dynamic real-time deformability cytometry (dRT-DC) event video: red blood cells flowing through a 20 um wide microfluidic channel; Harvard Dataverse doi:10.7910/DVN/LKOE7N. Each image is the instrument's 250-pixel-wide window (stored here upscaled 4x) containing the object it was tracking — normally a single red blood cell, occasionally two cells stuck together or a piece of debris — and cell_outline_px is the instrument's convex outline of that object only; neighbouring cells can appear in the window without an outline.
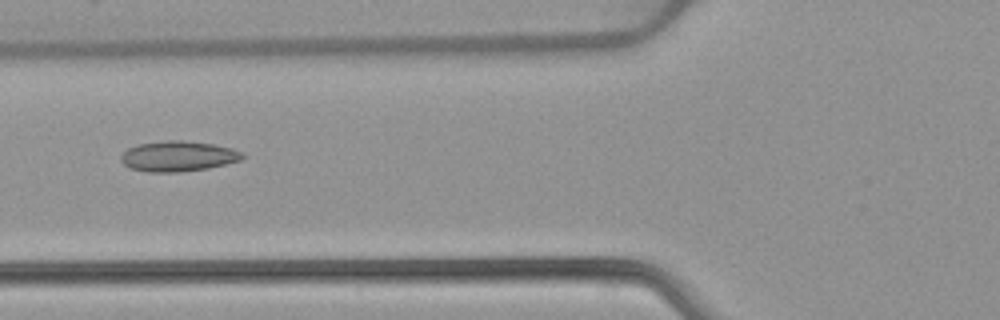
{"species": "common noctule bat (a hibernating species)", "species_latin": "Nyctalus noctula", "temperature_condition": "warm", "stored_images_in_passage": 52, "camera_frame_rate_fps": 3000, "um_per_image_px": 0.085, "animal": {"sex": "female", "body_mass_g": 22.7, "forearm_length_mm": 54.2}, "frame": {"image": 1, "passage_image": 20, "time_ms": 6.333, "image_size_px": [1000, 320], "cell_outline_px": [[248, 156], [240, 160], [208, 168], [180, 172], [148, 172], [132, 168], [124, 164], [120, 160], [120, 156], [128, 148], [140, 144], [168, 140], [180, 140], [212, 144], [232, 148], [244, 152]], "centroid_in_image_um": [15.18, 13.28], "position_along_channel_um": 110.6, "area_um2": 21.44}}
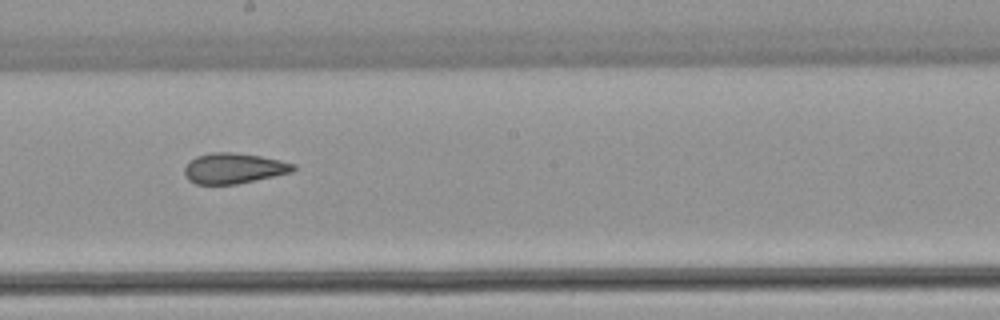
{"frame": {"image": 2, "passage_image": 29, "time_ms": 9.333, "image_size_px": [1000, 320], "cell_outline_px": [[296, 168], [292, 172], [236, 184], [196, 184], [188, 180], [184, 172], [184, 168], [196, 156], [212, 152], [232, 152], [260, 156], [280, 160], [296, 164]], "centroid_in_image_um": [19.87, 14.3], "position_along_channel_um": 228.3, "area_um2": 19.19}}
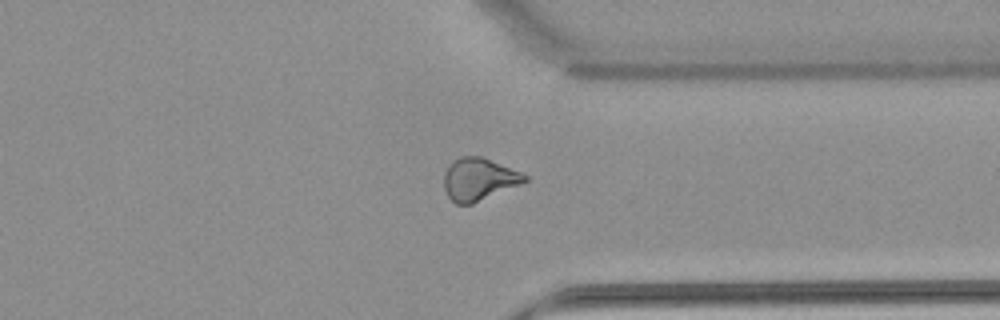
{"frame": {"image": 3, "passage_image": 40, "time_ms": 13.0, "image_size_px": [1000, 320], "cell_outline_px": [[528, 180], [520, 184], [472, 204], [456, 204], [448, 196], [444, 188], [444, 172], [448, 164], [452, 160], [460, 156], [480, 156], [520, 172], [528, 176]], "centroid_in_image_um": [40.66, 15.23], "position_along_channel_um": 370.7, "area_um2": 19.83}, "authors_computed_cell_mechanics": {"area_um2": 21.3571, "velocity_mm_per_s": 3.9177, "shape_relaxation_time_tau1_ms": null, "shape_relaxation_time_tau2_ms": 2.3423, "deformation_change_tau1": null, "deformation_change_tau2": 0.0901}}